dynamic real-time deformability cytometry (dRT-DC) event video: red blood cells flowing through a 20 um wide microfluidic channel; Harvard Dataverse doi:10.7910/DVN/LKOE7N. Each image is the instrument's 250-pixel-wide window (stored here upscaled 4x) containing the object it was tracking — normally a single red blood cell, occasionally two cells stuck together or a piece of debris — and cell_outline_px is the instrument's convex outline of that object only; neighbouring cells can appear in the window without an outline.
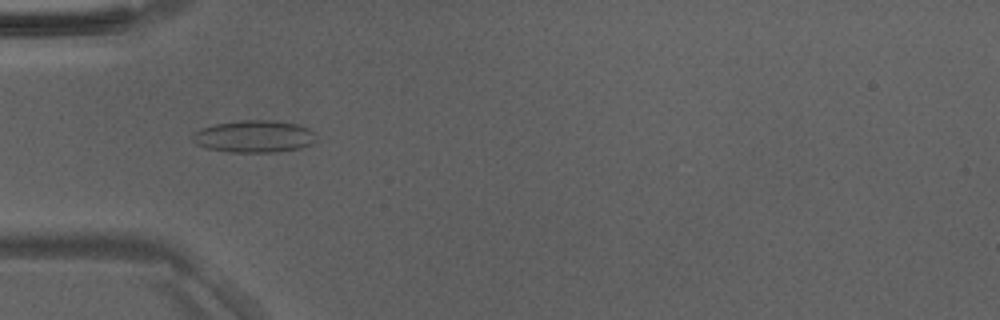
{"species": "Egyptian fruit bat (a non-hibernating species)", "species_latin": "Rousettus aegyptiacus", "temperature_condition": "room temperature", "stored_images_in_passage": 49, "camera_frame_rate_fps": 3000, "um_per_image_px": 0.085, "animal": {"sex": "male"}, "frame": {"image": 1, "passage_image": 16, "time_ms": 5.0, "image_size_px": [1000, 320], "cell_outline_px": [[316, 140], [312, 144], [300, 148], [276, 152], [228, 152], [208, 148], [196, 144], [192, 140], [192, 136], [200, 128], [216, 124], [240, 120], [272, 120], [296, 124], [308, 128], [316, 132]], "centroid_in_image_um": [21.63, 11.6], "position_along_channel_um": 63.4, "area_um2": 23.24}}
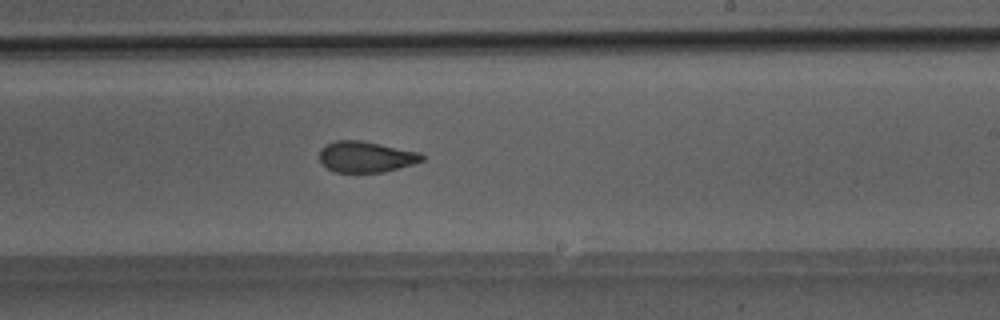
{"frame": {"image": 2, "passage_image": 30, "time_ms": 9.667, "image_size_px": [1000, 320], "cell_outline_px": [[424, 160], [412, 164], [384, 172], [332, 172], [320, 160], [320, 148], [336, 140], [360, 140], [420, 152], [424, 156]], "centroid_in_image_um": [31.1, 13.33], "position_along_channel_um": 257.9, "area_um2": 18.38}}
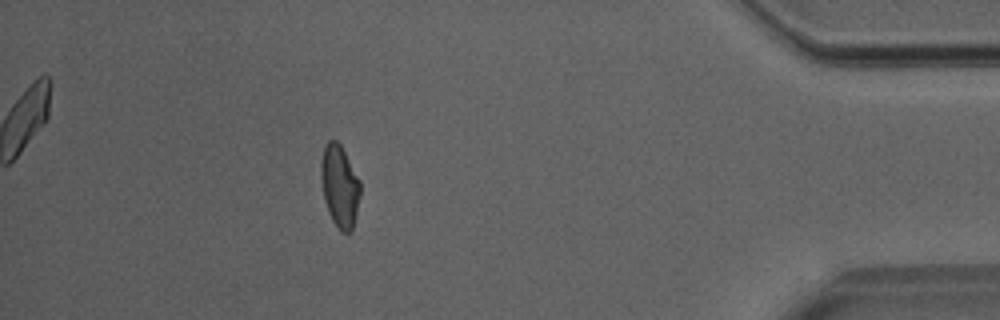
{"frame": {"image": 3, "passage_image": 44, "time_ms": 14.333, "image_size_px": [1000, 320], "cell_outline_px": [[360, 196], [352, 232], [340, 232], [332, 220], [328, 212], [324, 200], [320, 180], [320, 164], [324, 144], [328, 140], [336, 140], [340, 144], [360, 180]], "centroid_in_image_um": [28.85, 15.82], "position_along_channel_um": 406.3, "area_um2": 19.07}}